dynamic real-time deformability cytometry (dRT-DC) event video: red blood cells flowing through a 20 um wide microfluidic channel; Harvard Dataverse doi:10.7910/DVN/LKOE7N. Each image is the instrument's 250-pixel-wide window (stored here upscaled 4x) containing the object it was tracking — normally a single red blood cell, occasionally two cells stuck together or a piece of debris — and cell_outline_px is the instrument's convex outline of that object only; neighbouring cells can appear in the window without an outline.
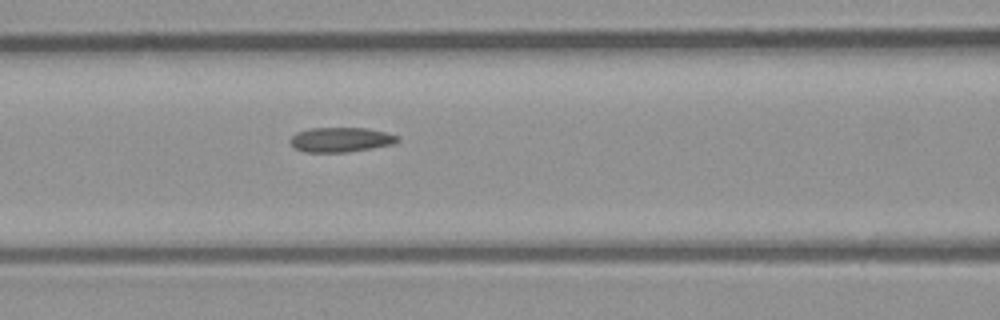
{"species": "common noctule bat (a hibernating species)", "species_latin": "Nyctalus noctula", "temperature_condition": "room temperature", "stored_images_in_passage": 5, "camera_frame_rate_fps": 3000, "um_per_image_px": 0.085, "animal": {"sex": "male", "body_mass_g": 23.1, "forearm_length_mm": 52.7}, "frame": {"image": 1, "passage_image": 5, "time_ms": 1.333, "image_size_px": [1000, 320], "cell_outline_px": [[400, 140], [392, 144], [372, 148], [348, 152], [304, 152], [296, 148], [288, 140], [296, 132], [308, 128], [368, 128], [400, 136]], "centroid_in_image_um": [28.96, 11.87], "position_along_channel_um": 137.6, "area_um2": 15.49}}